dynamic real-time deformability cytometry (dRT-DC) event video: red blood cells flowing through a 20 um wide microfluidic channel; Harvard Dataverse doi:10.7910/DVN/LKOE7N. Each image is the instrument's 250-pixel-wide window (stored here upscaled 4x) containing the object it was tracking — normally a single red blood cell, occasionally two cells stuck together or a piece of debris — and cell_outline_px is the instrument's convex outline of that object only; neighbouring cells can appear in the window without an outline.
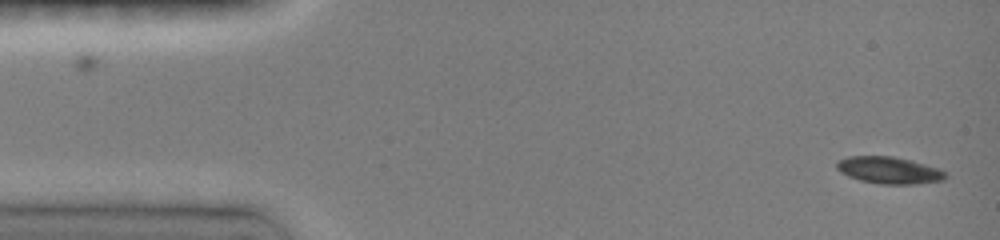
{"species": "common noctule bat (a hibernating species)", "species_latin": "Nyctalus noctula", "temperature_condition": "room temperature", "stored_images_in_passage": 20, "camera_frame_rate_fps": 3000, "um_per_image_px": 0.085, "animal": {"sex": "female", "body_mass_g": 19.0, "forearm_length_mm": 51.5}, "frame": {"image": 1, "passage_image": 1, "time_ms": 0.0, "image_size_px": [1000, 240], "cell_outline_px": [[948, 176], [944, 180], [916, 184], [880, 184], [860, 180], [848, 176], [840, 172], [836, 168], [836, 160], [848, 156], [892, 156], [940, 168], [948, 172]], "centroid_in_image_um": [75.58, 14.47], "position_along_channel_um": 9.4, "area_um2": 17.22}}
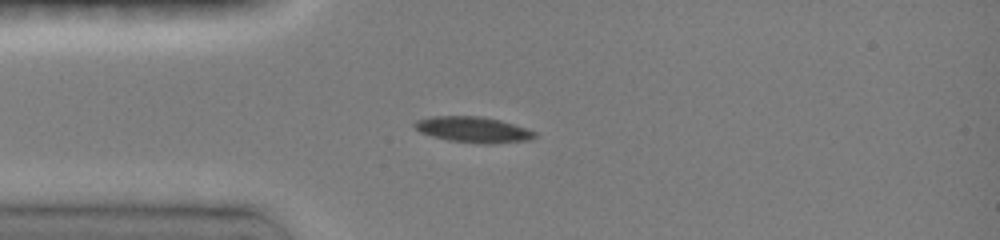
{"frame": {"image": 2, "passage_image": 16, "time_ms": 3.333, "image_size_px": [1000, 240], "cell_outline_px": [[536, 136], [528, 140], [492, 144], [480, 144], [448, 140], [432, 136], [420, 132], [412, 124], [416, 120], [432, 116], [480, 116], [500, 120], [536, 132]], "centroid_in_image_um": [40.19, 11.02], "position_along_channel_um": 44.8, "area_um2": 17.98}}